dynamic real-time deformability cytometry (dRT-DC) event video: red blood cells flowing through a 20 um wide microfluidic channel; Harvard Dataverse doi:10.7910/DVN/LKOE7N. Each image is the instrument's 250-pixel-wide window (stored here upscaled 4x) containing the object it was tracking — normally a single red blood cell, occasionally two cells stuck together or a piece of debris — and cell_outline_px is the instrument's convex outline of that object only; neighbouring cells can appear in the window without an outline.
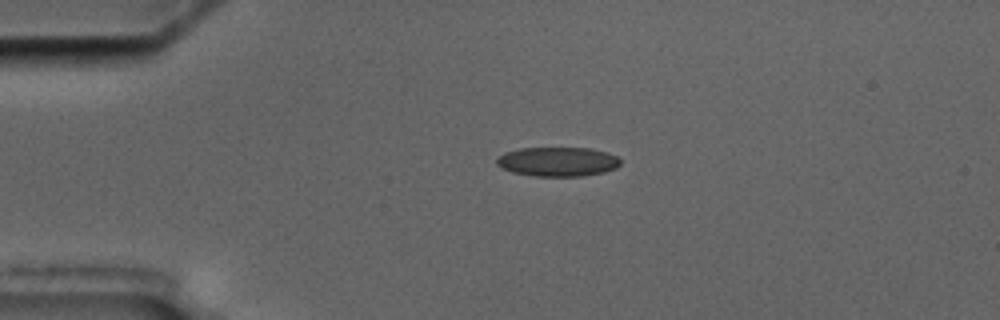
{"species": "common noctule bat (a hibernating species)", "species_latin": "Nyctalus noctula", "temperature_condition": "cold", "stored_images_in_passage": 4, "camera_frame_rate_fps": 3000, "um_per_image_px": 0.085, "animal": {"sex": "male", "body_mass_g": 17.5, "forearm_length_mm": 52.3}, "frame": {"image": 1, "passage_image": 2, "time_ms": 2.333, "image_size_px": [1000, 320], "cell_outline_px": [[620, 164], [616, 168], [604, 172], [584, 176], [532, 176], [512, 172], [500, 168], [496, 164], [496, 160], [504, 152], [520, 148], [592, 148], [608, 152], [616, 156], [620, 160]], "centroid_in_image_um": [47.4, 13.74], "position_along_channel_um": 37.6, "area_um2": 21.33}}
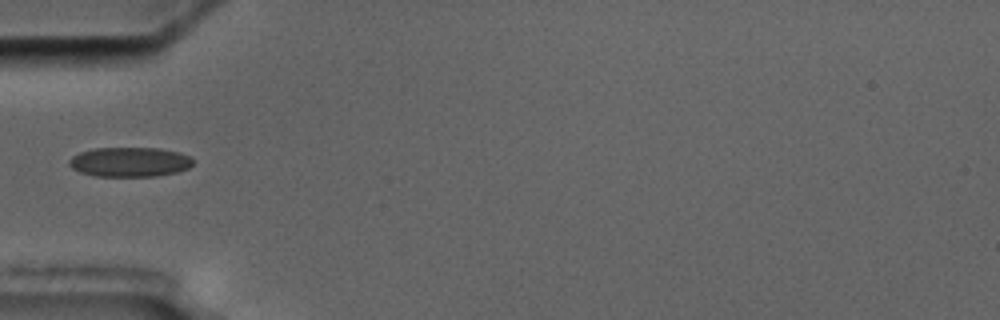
{"frame": {"image": 2, "passage_image": 4, "time_ms": 4.333, "image_size_px": [1000, 320], "cell_outline_px": [[192, 164], [188, 168], [176, 172], [156, 176], [96, 176], [80, 172], [72, 168], [68, 164], [68, 160], [72, 156], [80, 152], [96, 148], [160, 148], [180, 152], [192, 156]], "centroid_in_image_um": [11.03, 13.76], "position_along_channel_um": 74.0, "area_um2": 21.44}}